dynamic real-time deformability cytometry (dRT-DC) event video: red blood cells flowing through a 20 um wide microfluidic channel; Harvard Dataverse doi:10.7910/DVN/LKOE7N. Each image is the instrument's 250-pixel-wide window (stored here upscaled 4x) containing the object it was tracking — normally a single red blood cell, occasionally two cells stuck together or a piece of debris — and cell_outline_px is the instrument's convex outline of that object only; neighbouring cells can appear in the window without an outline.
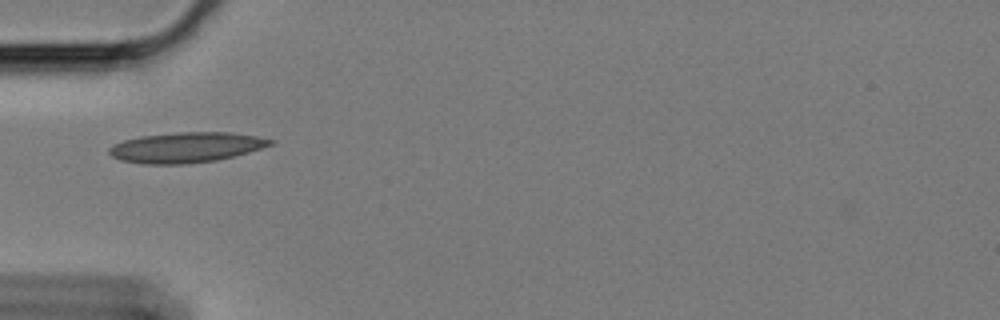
{"species": "Egyptian fruit bat (a non-hibernating species)", "species_latin": "Rousettus aegyptiacus", "temperature_condition": "cold", "stored_images_in_passage": 41, "camera_frame_rate_fps": 3000, "um_per_image_px": 0.085, "animal": {"sex": "female"}, "frame": {"image": 1, "passage_image": 1, "time_ms": 0.0, "image_size_px": [1000, 320], "cell_outline_px": [[276, 144], [248, 152], [216, 160], [184, 164], [144, 164], [120, 160], [112, 156], [108, 152], [108, 148], [112, 144], [124, 140], [140, 136], [176, 132], [232, 132], [256, 136], [276, 140]], "centroid_in_image_um": [15.82, 12.52], "position_along_channel_um": 69.2, "area_um2": 28.61}}
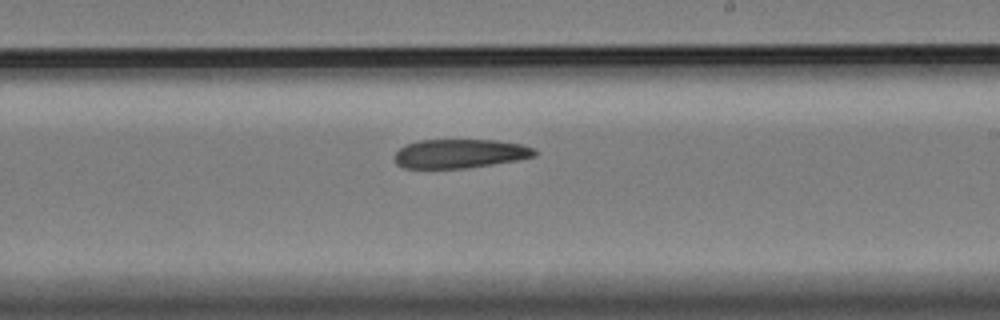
{"frame": {"image": 2, "passage_image": 17, "time_ms": 5.333, "image_size_px": [1000, 320], "cell_outline_px": [[540, 152], [536, 156], [516, 160], [468, 168], [404, 168], [396, 164], [392, 160], [396, 152], [404, 144], [420, 140], [496, 140], [520, 144], [532, 148]], "centroid_in_image_um": [39.06, 13.06], "position_along_channel_um": 249.9, "area_um2": 23.81}}
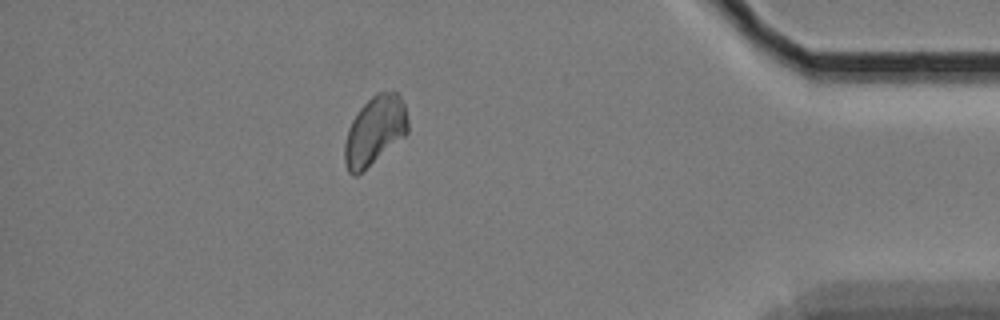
{"frame": {"image": 3, "passage_image": 34, "time_ms": 11.0, "image_size_px": [1000, 320], "cell_outline_px": [[408, 132], [404, 136], [356, 176], [352, 176], [348, 172], [344, 160], [344, 144], [348, 128], [352, 120], [360, 108], [376, 92], [400, 92], [404, 104], [408, 120]], "centroid_in_image_um": [31.85, 11.09], "position_along_channel_um": 403.4, "area_um2": 25.2}, "authors_computed_cell_mechanics": {"area_um2": 25.2008, "velocity_mm_per_s": 3.3892, "shape_relaxation_time_tau1_ms": 10.8143, "shape_relaxation_time_tau2_ms": null, "deformation_change_tau1": 0.1288, "deformation_change_tau2": null}}